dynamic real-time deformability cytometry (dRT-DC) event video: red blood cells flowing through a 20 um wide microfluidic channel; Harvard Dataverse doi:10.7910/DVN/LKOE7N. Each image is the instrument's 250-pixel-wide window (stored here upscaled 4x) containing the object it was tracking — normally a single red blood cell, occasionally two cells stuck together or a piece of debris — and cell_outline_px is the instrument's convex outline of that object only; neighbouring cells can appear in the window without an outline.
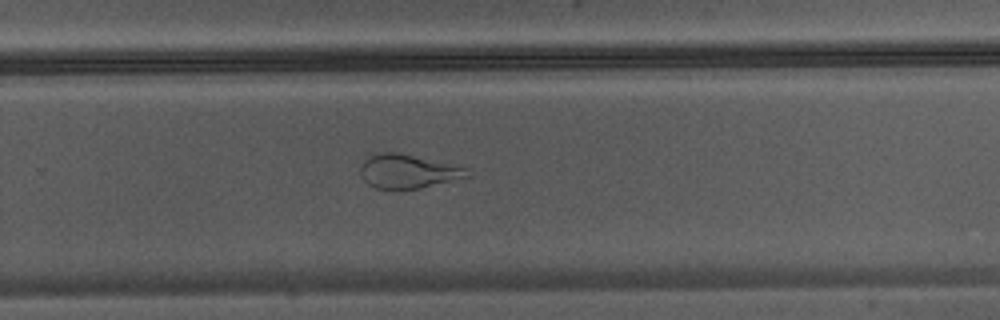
{"species": "Egyptian fruit bat (a non-hibernating species)", "species_latin": "Rousettus aegyptiacus", "temperature_condition": "warm", "stored_images_in_passage": 45, "camera_frame_rate_fps": 3000, "um_per_image_px": 0.085, "animal": {"sex": "male"}, "frame": {"image": 1, "passage_image": 30, "time_ms": 9.667, "image_size_px": [1000, 320], "cell_outline_px": [[468, 176], [420, 188], [376, 188], [368, 184], [360, 176], [360, 168], [364, 160], [380, 152], [396, 152], [468, 168]], "centroid_in_image_um": [34.62, 14.56], "position_along_channel_um": 295.2, "area_um2": 20.46}}
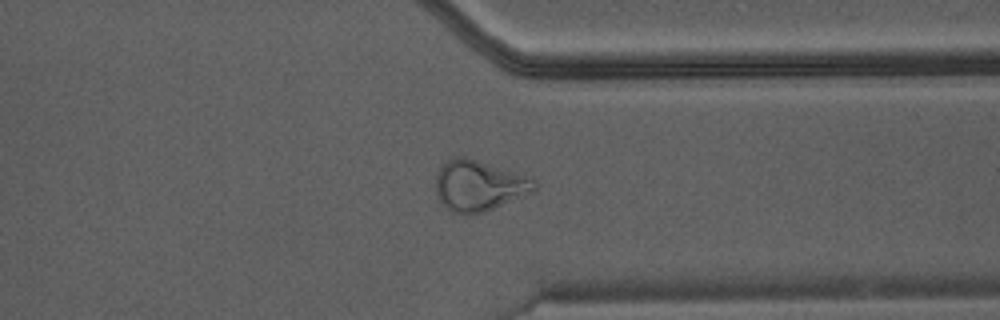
{"frame": {"image": 2, "passage_image": 35, "time_ms": 11.333, "image_size_px": [1000, 320], "cell_outline_px": [[536, 188], [532, 192], [524, 196], [484, 212], [452, 212], [436, 196], [436, 176], [440, 164], [452, 156], [464, 156], [536, 180]], "centroid_in_image_um": [40.66, 15.75], "position_along_channel_um": 370.7, "area_um2": 28.55}}
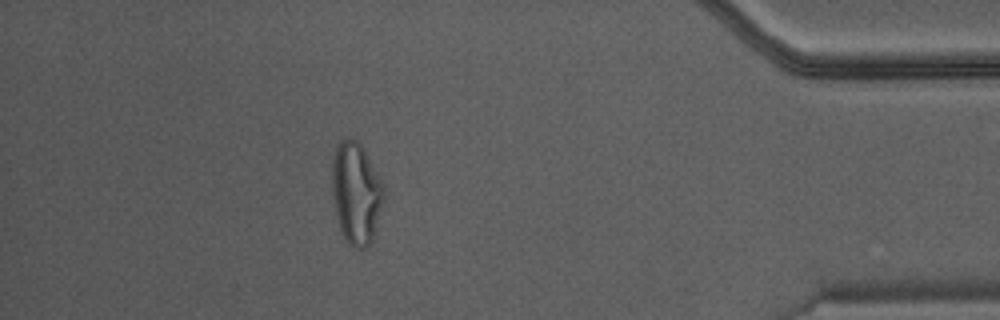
{"frame": {"image": 3, "passage_image": 40, "time_ms": 13.0, "image_size_px": [1000, 320], "cell_outline_px": [[384, 200], [372, 244], [364, 248], [352, 248], [348, 244], [340, 228], [336, 216], [332, 192], [332, 160], [336, 144], [340, 140], [348, 136], [352, 136], [364, 148], [384, 184]], "centroid_in_image_um": [30.28, 16.39], "position_along_channel_um": 404.9, "area_um2": 31.33}}